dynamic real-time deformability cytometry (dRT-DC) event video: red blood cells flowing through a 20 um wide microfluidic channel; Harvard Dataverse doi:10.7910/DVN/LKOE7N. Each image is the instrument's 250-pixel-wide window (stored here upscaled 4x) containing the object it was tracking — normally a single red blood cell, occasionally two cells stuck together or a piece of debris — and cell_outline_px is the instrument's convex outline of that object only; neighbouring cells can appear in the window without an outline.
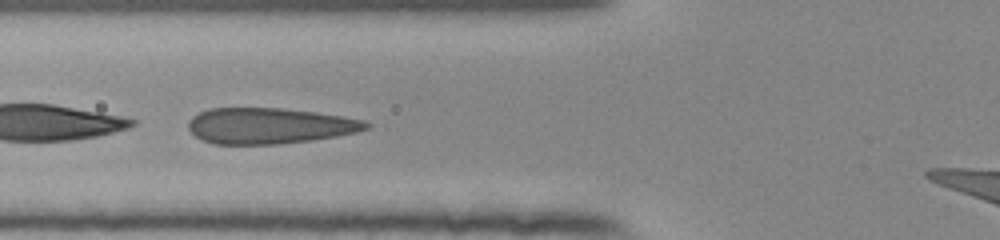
{"species": "human", "species_latin": "Homo sapiens", "temperature_condition": "room temperature", "stored_images_in_passage": 51, "camera_frame_rate_fps": 3000, "um_per_image_px": 0.085, "donor": {"sex": "female"}, "frame": {"image": 1, "passage_image": 22, "time_ms": 7.0, "image_size_px": [1000, 240], "cell_outline_px": [[372, 124], [368, 128], [356, 132], [336, 136], [312, 140], [276, 144], [212, 144], [200, 140], [188, 128], [188, 120], [192, 116], [208, 108], [280, 108], [316, 112], [364, 120]], "centroid_in_image_um": [22.87, 10.69], "position_along_channel_um": 102.9, "area_um2": 37.22}}
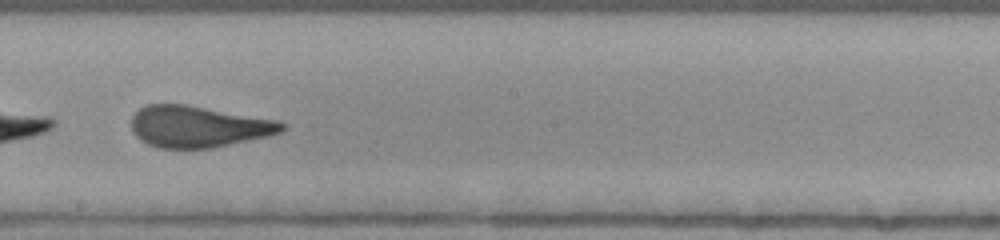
{"frame": {"image": 2, "passage_image": 32, "time_ms": 10.333, "image_size_px": [1000, 240], "cell_outline_px": [[288, 128], [280, 132], [268, 136], [212, 148], [160, 148], [148, 144], [140, 140], [132, 132], [132, 116], [144, 104], [184, 104], [280, 120], [288, 124]], "centroid_in_image_um": [16.88, 10.75], "position_along_channel_um": 231.3, "area_um2": 36.59}}
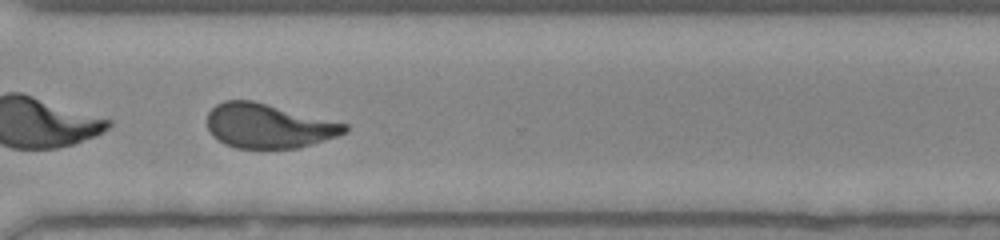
{"frame": {"image": 3, "passage_image": 41, "time_ms": 13.333, "image_size_px": [1000, 240], "cell_outline_px": [[348, 132], [312, 144], [296, 148], [236, 148], [224, 144], [212, 136], [208, 128], [208, 112], [216, 104], [224, 100], [252, 100], [348, 124]], "centroid_in_image_um": [22.8, 10.7], "position_along_channel_um": 347.8, "area_um2": 35.49}, "authors_computed_cell_mechanics": {"area_um2": 37.281, "velocity_mm_per_s": 3.8706, "shape_relaxation_time_tau1_ms": 6.7238, "shape_relaxation_time_tau2_ms": null, "deformation_change_tau1": 0.2048, "deformation_change_tau2": null}}